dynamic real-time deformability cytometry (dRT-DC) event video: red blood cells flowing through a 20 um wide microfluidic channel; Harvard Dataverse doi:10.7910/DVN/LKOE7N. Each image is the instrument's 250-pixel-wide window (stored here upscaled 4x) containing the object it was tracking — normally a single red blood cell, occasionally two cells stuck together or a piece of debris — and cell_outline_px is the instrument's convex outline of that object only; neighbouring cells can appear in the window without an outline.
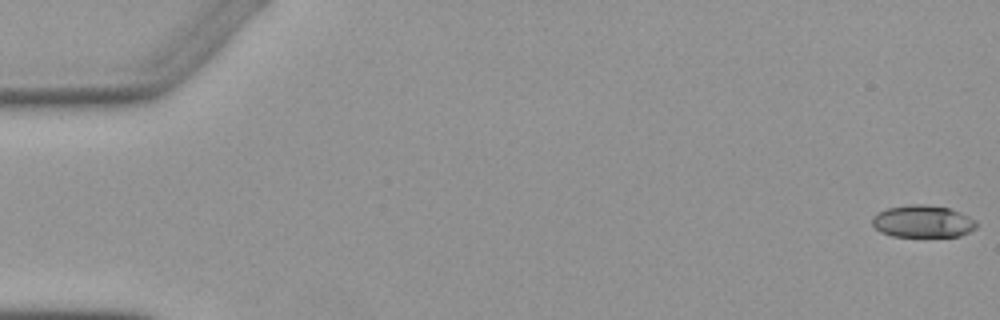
{"species": "Egyptian fruit bat (a non-hibernating species)", "species_latin": "Rousettus aegyptiacus", "temperature_condition": "warm", "stored_images_in_passage": 3, "camera_frame_rate_fps": 3000, "um_per_image_px": 0.085, "animal": {"sex": "female"}, "frame": {"image": 1, "passage_image": 1, "time_ms": 0.0, "image_size_px": [1000, 320], "cell_outline_px": [[976, 228], [960, 236], [892, 236], [880, 232], [872, 224], [872, 216], [876, 212], [888, 208], [908, 204], [924, 204], [948, 208], [960, 212], [976, 220]], "centroid_in_image_um": [78.41, 18.81], "position_along_channel_um": 6.6, "area_um2": 19.59}}
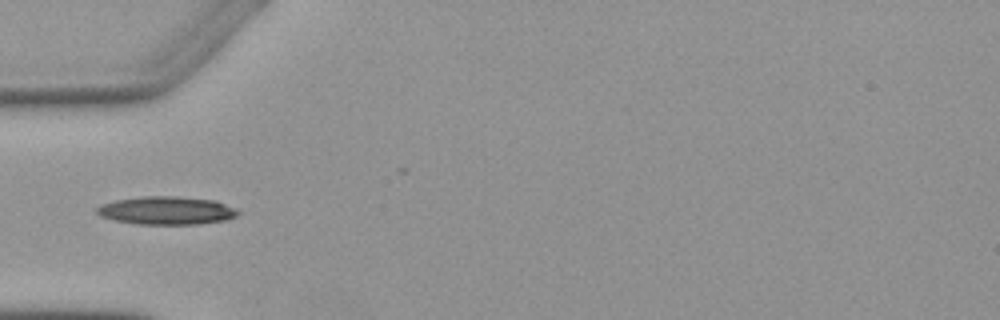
{"frame": {"image": 2, "passage_image": 3, "time_ms": 5.667, "image_size_px": [1000, 320], "cell_outline_px": [[240, 212], [236, 216], [228, 220], [196, 224], [136, 224], [112, 220], [100, 216], [96, 212], [96, 208], [100, 204], [116, 200], [144, 196], [176, 196], [216, 200]], "centroid_in_image_um": [14.12, 17.9], "position_along_channel_um": 70.9, "area_um2": 23.18}}